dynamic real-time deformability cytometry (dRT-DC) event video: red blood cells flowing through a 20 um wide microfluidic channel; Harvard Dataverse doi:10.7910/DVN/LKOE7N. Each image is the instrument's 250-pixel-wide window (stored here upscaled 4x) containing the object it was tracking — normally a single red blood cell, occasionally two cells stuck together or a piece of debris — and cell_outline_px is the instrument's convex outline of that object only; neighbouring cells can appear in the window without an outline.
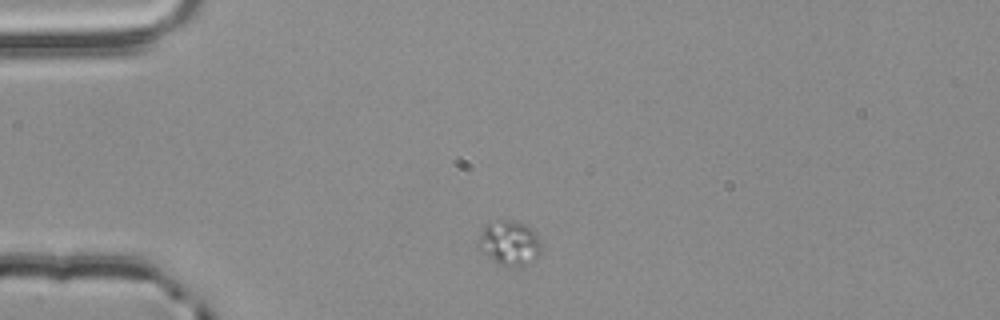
{"species": "common noctule bat (a hibernating species)", "species_latin": "Nyctalus noctula", "temperature_condition": "room temperature", "stored_images_in_passage": 2, "camera_frame_rate_fps": 3000, "um_per_image_px": 0.085, "animal": {"sex": "male", "body_mass_g": 20.4}, "frame": {"image": 1, "passage_image": 1, "time_ms": 0.0, "image_size_px": [1000, 320], "cell_outline_px": [[540, 252], [528, 264], [520, 268], [516, 268], [496, 264], [480, 252], [476, 244], [484, 224], [500, 220], [516, 220], [532, 228], [536, 232], [540, 240]], "centroid_in_image_um": [43.26, 20.67], "position_along_channel_um": 41.7, "area_um2": 16.94}}